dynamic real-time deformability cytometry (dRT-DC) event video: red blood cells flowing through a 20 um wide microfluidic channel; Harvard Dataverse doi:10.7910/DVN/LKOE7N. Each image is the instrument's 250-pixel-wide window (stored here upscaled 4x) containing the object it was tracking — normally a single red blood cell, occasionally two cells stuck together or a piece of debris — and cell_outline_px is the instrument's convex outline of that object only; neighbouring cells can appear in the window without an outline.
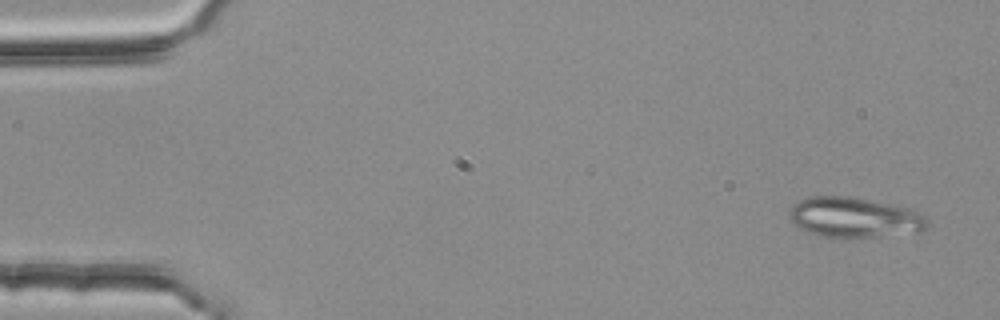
{"species": "common noctule bat (a hibernating species)", "species_latin": "Nyctalus noctula", "temperature_condition": "room temperature", "stored_images_in_passage": 4, "camera_frame_rate_fps": 3000, "um_per_image_px": 0.085, "animal": {"sex": "female", "body_mass_g": 25.1}, "frame": {"image": 1, "passage_image": 1, "time_ms": 0.0, "image_size_px": [1000, 320], "cell_outline_px": [[928, 228], [924, 232], [876, 236], [824, 236], [808, 232], [792, 224], [788, 220], [788, 212], [792, 204], [808, 196], [852, 196], [908, 208], [924, 216], [928, 220]], "centroid_in_image_um": [72.59, 18.46], "position_along_channel_um": 12.4, "area_um2": 32.31}}